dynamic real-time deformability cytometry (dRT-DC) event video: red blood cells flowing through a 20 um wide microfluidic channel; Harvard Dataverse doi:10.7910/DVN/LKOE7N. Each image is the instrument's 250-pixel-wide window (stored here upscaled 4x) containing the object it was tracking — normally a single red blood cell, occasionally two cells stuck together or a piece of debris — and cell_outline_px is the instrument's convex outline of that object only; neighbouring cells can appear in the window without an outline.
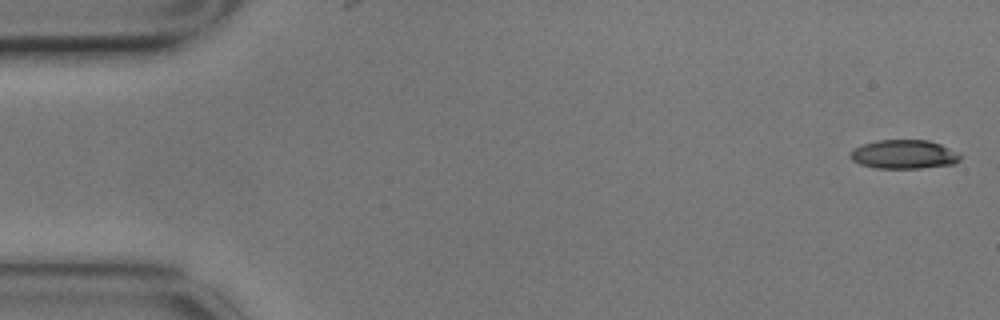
{"species": "common noctule bat (a hibernating species)", "species_latin": "Nyctalus noctula", "temperature_condition": "cold", "stored_images_in_passage": 5, "camera_frame_rate_fps": 3000, "um_per_image_px": 0.085, "animal": {"sex": "male", "body_mass_g": 17.9}, "frame": {"image": 1, "passage_image": 1, "time_ms": 0.0, "image_size_px": [1000, 320], "cell_outline_px": [[960, 160], [956, 164], [920, 168], [876, 168], [860, 164], [852, 160], [848, 156], [852, 148], [876, 140], [928, 140], [940, 144], [960, 152]], "centroid_in_image_um": [76.84, 13.12], "position_along_channel_um": 8.2, "area_um2": 18.73}}
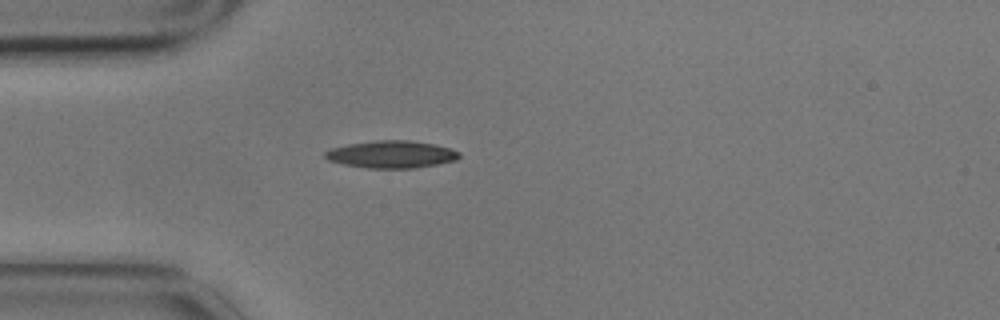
{"frame": {"image": 2, "passage_image": 5, "time_ms": 1.333, "image_size_px": [1000, 320], "cell_outline_px": [[460, 156], [456, 160], [416, 168], [368, 168], [344, 164], [328, 160], [324, 156], [324, 152], [332, 148], [348, 144], [376, 140], [408, 140], [436, 144], [460, 152]], "centroid_in_image_um": [33.27, 13.11], "position_along_channel_um": 51.7, "area_um2": 21.27}}